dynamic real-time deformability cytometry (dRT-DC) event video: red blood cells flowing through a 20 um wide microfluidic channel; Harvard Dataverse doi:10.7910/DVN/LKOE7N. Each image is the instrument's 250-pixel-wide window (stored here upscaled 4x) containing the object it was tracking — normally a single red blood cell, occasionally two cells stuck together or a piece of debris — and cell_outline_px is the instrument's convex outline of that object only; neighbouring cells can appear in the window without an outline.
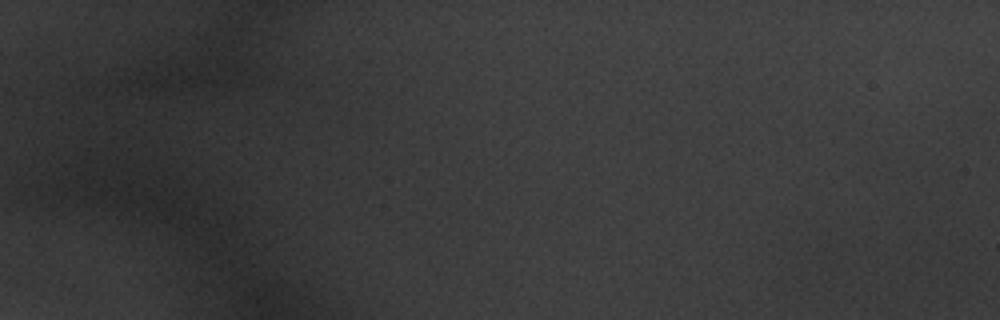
{"species": "common noctule bat (a hibernating species)", "species_latin": "Nyctalus noctula", "temperature_condition": "warm", "stored_images_in_passage": 24, "camera_frame_rate_fps": 3000, "um_per_image_px": 0.085, "animal": {"sex": "male", "body_mass_g": 20.1, "forearm_length_mm": 53.5}, "frame": {"image": 1, "passage_image": 1, "time_ms": 0.0, "image_size_px": [1000, 320], "cell_outline_px": [[184, 168], [176, 176], [68, 164], [60, 156], [64, 140], [88, 136], [176, 140]], "centroid_in_image_um": [10.59, 13.12], "position_along_channel_um": 74.4, "area_um2": 26.99}}